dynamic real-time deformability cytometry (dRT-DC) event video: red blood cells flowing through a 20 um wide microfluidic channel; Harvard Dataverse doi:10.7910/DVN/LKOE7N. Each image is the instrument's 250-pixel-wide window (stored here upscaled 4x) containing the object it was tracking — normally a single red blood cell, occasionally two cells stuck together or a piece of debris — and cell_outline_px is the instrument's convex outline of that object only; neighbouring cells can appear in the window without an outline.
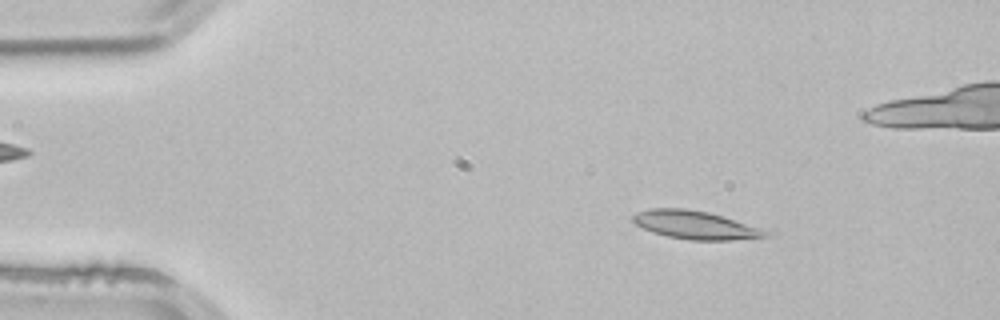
{"species": "common noctule bat (a hibernating species)", "species_latin": "Nyctalus noctula", "temperature_condition": "room temperature", "stored_images_in_passage": 2, "camera_frame_rate_fps": 3000, "um_per_image_px": 0.085, "animal": {"sex": "male", "body_mass_g": 21.5, "forearm_length_mm": 52.0}, "frame": {"image": 1, "passage_image": 1, "time_ms": 0.0, "image_size_px": [1000, 320], "cell_outline_px": [[776, 236], [728, 240], [688, 240], [668, 236], [652, 232], [636, 224], [632, 220], [632, 216], [648, 208], [684, 208], [708, 212], [776, 228]], "centroid_in_image_um": [59.42, 19.13], "position_along_channel_um": 25.6, "area_um2": 23.0}}